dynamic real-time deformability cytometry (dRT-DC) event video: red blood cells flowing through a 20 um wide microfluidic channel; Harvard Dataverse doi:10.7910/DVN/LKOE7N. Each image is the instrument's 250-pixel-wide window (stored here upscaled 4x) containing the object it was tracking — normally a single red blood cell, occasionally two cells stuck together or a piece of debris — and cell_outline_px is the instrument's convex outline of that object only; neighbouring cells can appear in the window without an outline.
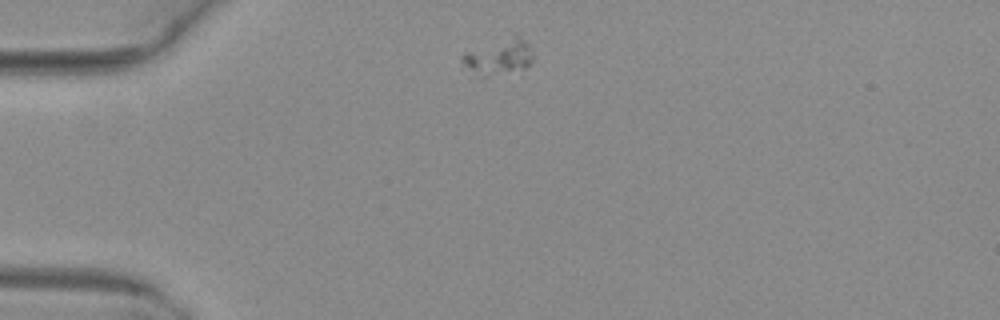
{"species": "common noctule bat (a hibernating species)", "species_latin": "Nyctalus noctula", "temperature_condition": "warm", "stored_images_in_passage": 3, "camera_frame_rate_fps": 3000, "um_per_image_px": 0.085, "animal": {"sex": "female", "body_mass_g": 29.2, "forearm_length_mm": 56.3}, "frame": {"image": 1, "passage_image": 1, "time_ms": 0.0, "image_size_px": [1000, 320], "cell_outline_px": [[532, 60], [524, 68], [488, 76], [484, 76], [464, 64], [460, 60], [460, 56], [468, 52], [516, 36], [520, 36], [528, 44], [532, 56]], "centroid_in_image_um": [42.43, 4.85], "position_along_channel_um": 42.6, "area_um2": 13.35}}
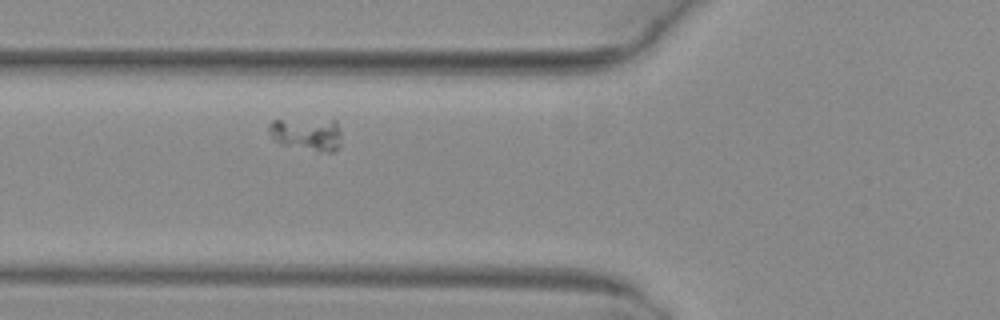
{"frame": {"image": 2, "passage_image": 3, "time_ms": 0.667, "image_size_px": [1000, 320], "cell_outline_px": [[340, 148], [332, 152], [320, 152], [280, 144], [272, 140], [268, 132], [268, 128], [272, 120], [336, 120], [340, 128]], "centroid_in_image_um": [26.08, 11.42], "position_along_channel_um": 99.7, "area_um2": 14.1}}